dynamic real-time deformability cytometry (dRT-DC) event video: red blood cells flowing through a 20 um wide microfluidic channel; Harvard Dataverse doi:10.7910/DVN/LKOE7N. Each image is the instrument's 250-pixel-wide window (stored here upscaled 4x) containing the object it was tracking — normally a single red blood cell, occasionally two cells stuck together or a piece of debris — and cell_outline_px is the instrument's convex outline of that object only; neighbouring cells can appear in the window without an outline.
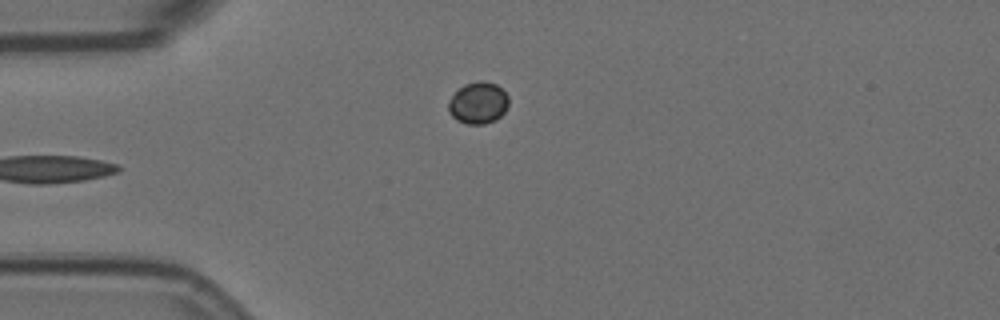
{"species": "Egyptian fruit bat (a non-hibernating species)", "species_latin": "Rousettus aegyptiacus", "temperature_condition": "room temperature", "stored_images_in_passage": 1, "camera_frame_rate_fps": 3000, "um_per_image_px": 0.085, "animal": {"sex": "female"}, "frame": {"image": 1, "passage_image": 1, "time_ms": 0.0, "image_size_px": [1000, 320], "cell_outline_px": [[508, 108], [496, 120], [484, 124], [468, 124], [456, 120], [448, 112], [448, 100], [464, 84], [480, 80], [496, 84], [508, 96]], "centroid_in_image_um": [40.64, 8.76], "position_along_channel_um": 44.4, "area_um2": 14.68}}